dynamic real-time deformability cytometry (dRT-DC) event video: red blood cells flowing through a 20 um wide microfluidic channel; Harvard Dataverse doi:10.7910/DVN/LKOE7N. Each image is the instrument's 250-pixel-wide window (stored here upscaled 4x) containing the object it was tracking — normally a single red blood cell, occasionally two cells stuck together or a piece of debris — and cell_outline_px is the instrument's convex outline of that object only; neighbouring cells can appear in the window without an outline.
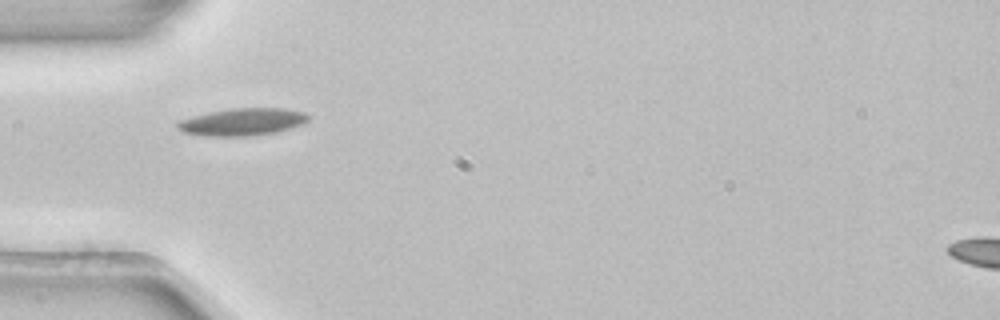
{"species": "common noctule bat (a hibernating species)", "species_latin": "Nyctalus noctula", "temperature_condition": "room temperature", "stored_images_in_passage": 2, "camera_frame_rate_fps": 3000, "um_per_image_px": 0.085, "animal": {"sex": "female", "body_mass_g": 22.7, "forearm_length_mm": 54.2}, "frame": {"image": 1, "passage_image": 1, "time_ms": 0.0, "image_size_px": [1000, 320], "cell_outline_px": [[312, 116], [304, 124], [276, 132], [248, 136], [204, 136], [184, 132], [176, 128], [176, 124], [180, 120], [192, 116], [208, 112], [232, 108], [284, 108], [304, 112]], "centroid_in_image_um": [20.62, 10.36], "position_along_channel_um": 64.4, "area_um2": 20.98}}